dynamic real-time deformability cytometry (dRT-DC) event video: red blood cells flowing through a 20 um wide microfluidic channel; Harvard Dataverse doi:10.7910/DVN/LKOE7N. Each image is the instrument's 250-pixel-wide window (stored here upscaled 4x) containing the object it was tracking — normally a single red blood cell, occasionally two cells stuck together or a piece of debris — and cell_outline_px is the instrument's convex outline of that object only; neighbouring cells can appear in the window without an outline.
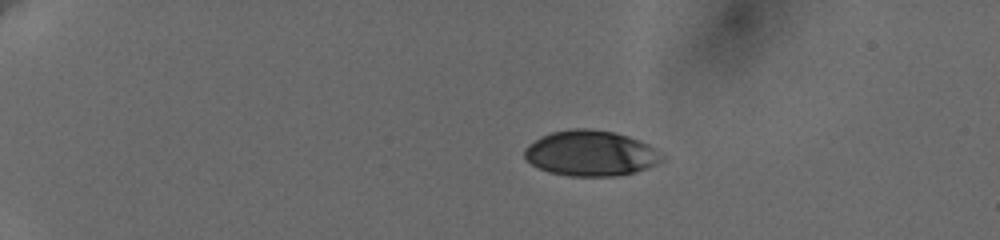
{"species": "human", "species_latin": "Homo sapiens", "temperature_condition": "cold", "stored_images_in_passage": 47, "camera_frame_rate_fps": 3000, "um_per_image_px": 0.085, "donor": {"sex": "female"}, "frame": {"image": 1, "passage_image": 1, "time_ms": 0.0, "image_size_px": [1000, 240], "cell_outline_px": [[668, 156], [664, 160], [656, 164], [636, 172], [616, 176], [568, 176], [548, 172], [532, 164], [524, 156], [524, 148], [528, 144], [540, 136], [552, 132], [572, 128], [588, 128], [612, 132], [628, 136], [648, 144]], "centroid_in_image_um": [50.23, 13.03], "position_along_channel_um": 34.8, "area_um2": 36.7}}
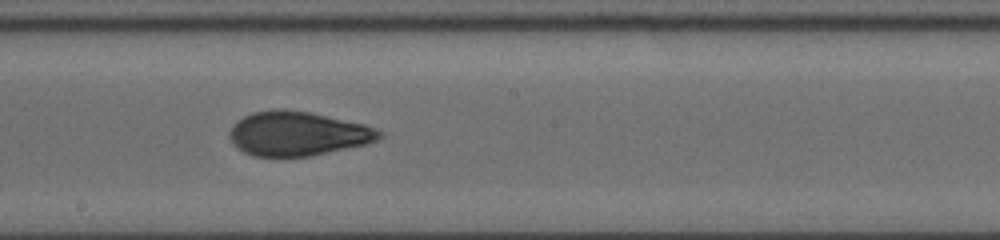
{"frame": {"image": 2, "passage_image": 24, "time_ms": 7.667, "image_size_px": [1000, 240], "cell_outline_px": [[384, 136], [376, 140], [364, 144], [308, 156], [252, 156], [236, 148], [232, 144], [228, 136], [228, 132], [236, 120], [252, 112], [276, 108], [284, 108], [312, 112], [364, 124], [376, 128], [384, 132]], "centroid_in_image_um": [25.25, 11.33], "position_along_channel_um": 222.9, "area_um2": 38.9}}
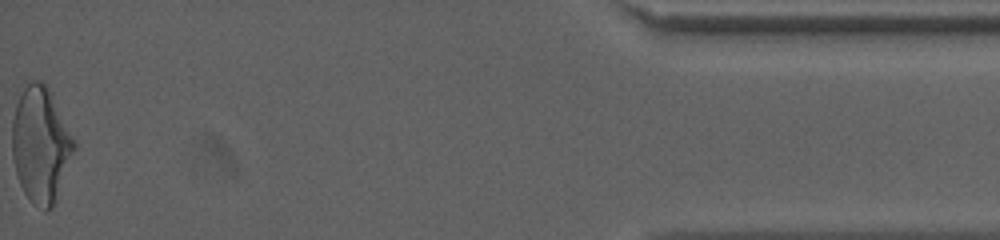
{"frame": {"image": 3, "passage_image": 47, "time_ms": 15.333, "image_size_px": [1000, 240], "cell_outline_px": [[76, 148], [52, 208], [44, 212], [24, 192], [20, 184], [16, 172], [12, 156], [12, 120], [16, 104], [24, 88], [32, 80], [40, 80], [52, 92], [76, 140]], "centroid_in_image_um": [3.48, 12.27], "position_along_channel_um": 431.7, "area_um2": 41.67}, "authors_computed_cell_mechanics": {"area_um2": 38.3792, "velocity_mm_per_s": 3.6382, "shape_relaxation_time_tau1_ms": 5.0591, "shape_relaxation_time_tau2_ms": 1.5217, "deformation_change_tau1": 0.1673, "deformation_change_tau2": 0.0793}}